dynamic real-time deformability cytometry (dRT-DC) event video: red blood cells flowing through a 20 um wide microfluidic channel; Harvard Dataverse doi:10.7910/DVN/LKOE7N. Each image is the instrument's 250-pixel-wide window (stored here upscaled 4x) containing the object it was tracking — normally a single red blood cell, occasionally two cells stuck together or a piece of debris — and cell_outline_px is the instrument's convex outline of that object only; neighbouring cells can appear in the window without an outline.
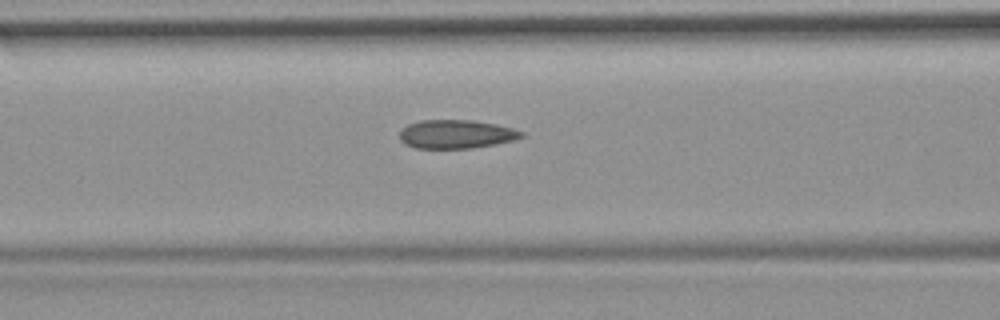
{"species": "common noctule bat (a hibernating species)", "species_latin": "Nyctalus noctula", "temperature_condition": "room temperature", "stored_images_in_passage": 6, "camera_frame_rate_fps": 3000, "um_per_image_px": 0.085, "animal": {"sex": "female", "body_mass_g": 19.9}, "frame": {"image": 1, "passage_image": 6, "time_ms": 1.667, "image_size_px": [1000, 320], "cell_outline_px": [[524, 136], [516, 140], [472, 148], [416, 148], [404, 144], [400, 140], [400, 132], [408, 124], [420, 120], [472, 120], [496, 124], [512, 128], [524, 132]], "centroid_in_image_um": [38.79, 11.4], "position_along_channel_um": 127.8, "area_um2": 20.35}}